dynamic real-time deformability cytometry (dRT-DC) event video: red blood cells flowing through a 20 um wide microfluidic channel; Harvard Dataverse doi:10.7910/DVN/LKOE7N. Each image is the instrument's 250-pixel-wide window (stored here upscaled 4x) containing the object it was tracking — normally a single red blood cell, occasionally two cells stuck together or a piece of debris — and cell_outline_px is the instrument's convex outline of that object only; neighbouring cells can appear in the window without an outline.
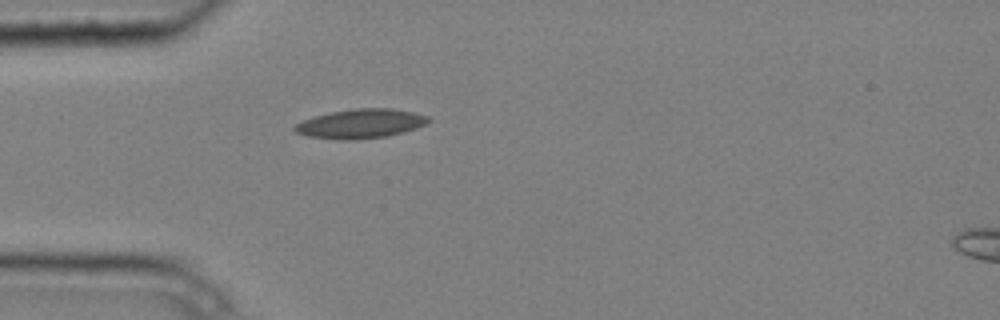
{"species": "common noctule bat (a hibernating species)", "species_latin": "Nyctalus noctula", "temperature_condition": "cold", "stored_images_in_passage": 4, "camera_frame_rate_fps": 3000, "um_per_image_px": 0.085, "animal": {"sex": "male", "body_mass_g": 20.4}, "frame": {"image": 1, "passage_image": 4, "time_ms": 1.0, "image_size_px": [1000, 320], "cell_outline_px": [[432, 120], [428, 124], [404, 132], [388, 136], [356, 140], [340, 140], [308, 136], [296, 132], [292, 128], [296, 124], [312, 116], [332, 112], [356, 108], [392, 108], [412, 112], [428, 116]], "centroid_in_image_um": [30.68, 10.52], "position_along_channel_um": 54.3, "area_um2": 22.95}}